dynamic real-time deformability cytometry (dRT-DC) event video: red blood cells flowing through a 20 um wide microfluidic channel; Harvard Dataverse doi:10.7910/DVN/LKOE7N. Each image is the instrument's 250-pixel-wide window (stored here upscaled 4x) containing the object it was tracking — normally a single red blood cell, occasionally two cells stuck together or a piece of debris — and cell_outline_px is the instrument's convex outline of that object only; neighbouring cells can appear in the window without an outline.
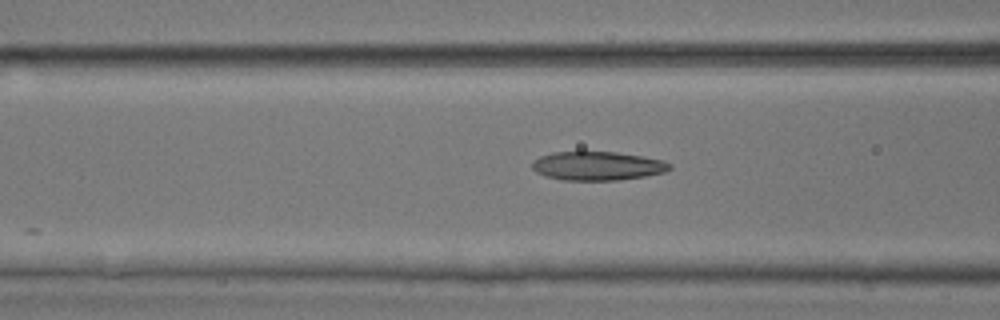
{"species": "common noctule bat (a hibernating species)", "species_latin": "Nyctalus noctula", "temperature_condition": "room temperature", "stored_images_in_passage": 24, "camera_frame_rate_fps": 3000, "um_per_image_px": 0.085, "animal": {"sex": "male", "body_mass_g": 17.9, "forearm_length_mm": 54.2}, "frame": {"image": 1, "passage_image": 20, "time_ms": 6.333, "image_size_px": [1000, 320], "cell_outline_px": [[672, 168], [664, 172], [644, 176], [616, 180], [564, 180], [544, 176], [536, 172], [532, 168], [532, 160], [540, 156], [552, 152], [616, 152], [664, 160], [672, 164]], "centroid_in_image_um": [50.76, 14.1], "position_along_channel_um": 115.8, "area_um2": 23.06}}